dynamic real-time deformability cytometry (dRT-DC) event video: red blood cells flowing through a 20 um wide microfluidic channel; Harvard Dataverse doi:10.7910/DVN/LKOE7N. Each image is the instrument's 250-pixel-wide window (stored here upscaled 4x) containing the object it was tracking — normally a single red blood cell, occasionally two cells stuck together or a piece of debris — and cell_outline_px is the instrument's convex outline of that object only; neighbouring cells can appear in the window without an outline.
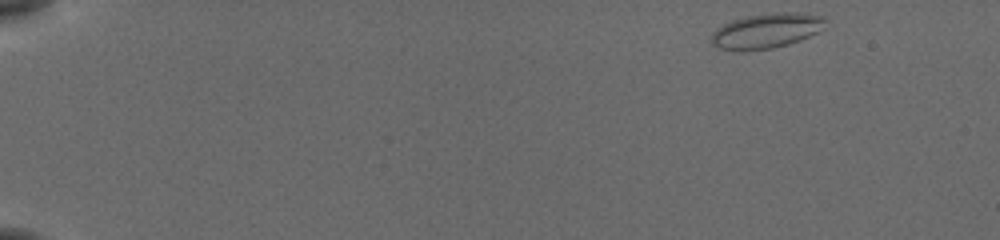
{"species": "common noctule bat (a hibernating species)", "species_latin": "Nyctalus noctula", "temperature_condition": "cold", "stored_images_in_passage": 45, "camera_frame_rate_fps": 3000, "um_per_image_px": 0.085, "animal": {"sex": "female", "body_mass_g": 19.5, "forearm_length_mm": 54.1}, "frame": {"image": 1, "passage_image": 1, "time_ms": 0.0, "image_size_px": [1000, 240], "cell_outline_px": [[824, 20], [816, 32], [808, 36], [788, 44], [772, 48], [720, 48], [712, 44], [712, 36], [724, 24], [732, 20], [744, 16], [784, 12], [796, 12], [820, 16]], "centroid_in_image_um": [65.14, 2.58], "position_along_channel_um": 19.9, "area_um2": 21.79}}
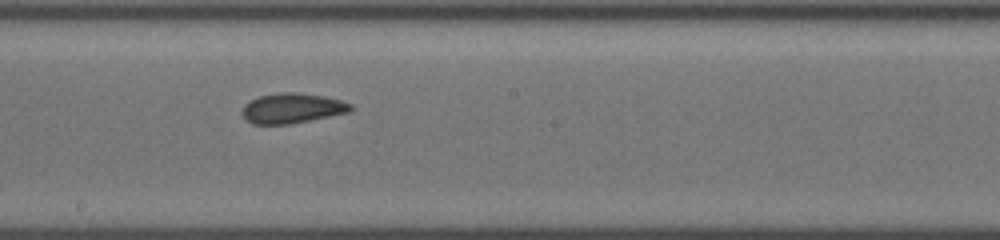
{"frame": {"image": 2, "passage_image": 26, "time_ms": 8.333, "image_size_px": [1000, 240], "cell_outline_px": [[352, 108], [348, 112], [288, 124], [252, 124], [240, 112], [244, 104], [260, 96], [280, 92], [296, 92], [324, 96], [340, 100], [352, 104]], "centroid_in_image_um": [24.8, 9.19], "position_along_channel_um": 223.4, "area_um2": 18.73}}
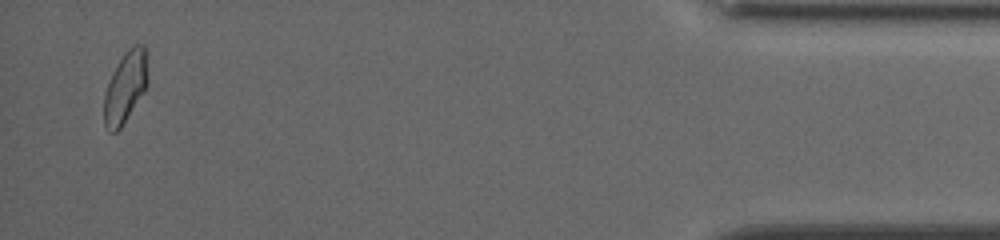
{"frame": {"image": 3, "passage_image": 45, "time_ms": 14.667, "image_size_px": [1000, 240], "cell_outline_px": [[148, 84], [144, 92], [120, 128], [116, 132], [108, 132], [104, 128], [104, 96], [108, 80], [112, 72], [124, 52], [132, 44], [144, 44], [148, 52]], "centroid_in_image_um": [10.68, 7.35], "position_along_channel_um": 424.5, "area_um2": 18.67}, "authors_computed_cell_mechanics": {"area_um2": 18.785, "velocity_mm_per_s": 3.814, "shape_relaxation_time_tau1_ms": 6.2726, "shape_relaxation_time_tau2_ms": 2.148, "deformation_change_tau1": 0.1408, "deformation_change_tau2": 0.0812}}